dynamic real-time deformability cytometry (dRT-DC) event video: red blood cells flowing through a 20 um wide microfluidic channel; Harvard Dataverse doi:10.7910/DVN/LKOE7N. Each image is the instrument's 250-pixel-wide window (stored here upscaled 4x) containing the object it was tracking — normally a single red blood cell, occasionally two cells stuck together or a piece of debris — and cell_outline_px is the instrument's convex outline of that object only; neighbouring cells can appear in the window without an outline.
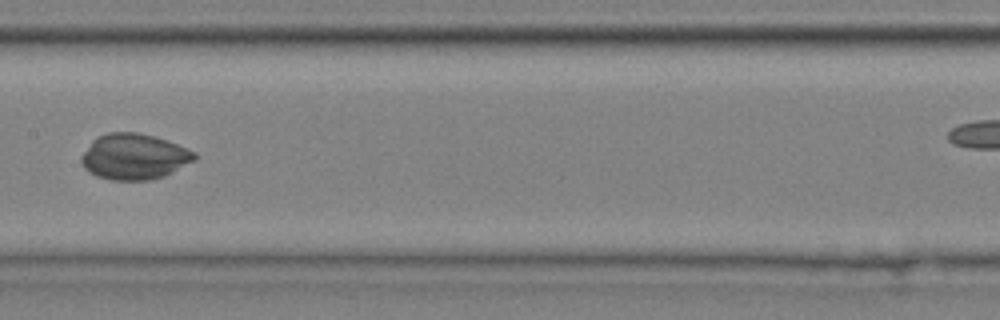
{"species": "common noctule bat (a hibernating species)", "species_latin": "Nyctalus noctula", "temperature_condition": "cold", "stored_images_in_passage": 11, "segment_of_instrument_passage": [1, 2], "camera_frame_rate_fps": 3000, "um_per_image_px": 0.085, "animal": {"sex": "male", "body_mass_g": 20.4}, "frame": {"image": 1, "passage_image": 7, "time_ms": 2.0, "image_size_px": [1000, 320], "cell_outline_px": [[196, 160], [164, 176], [148, 180], [112, 180], [96, 176], [88, 172], [84, 168], [80, 160], [80, 156], [92, 140], [108, 132], [136, 132], [168, 140], [188, 148], [196, 152]], "centroid_in_image_um": [11.4, 13.31], "position_along_channel_um": 196.0, "area_um2": 30.35}}
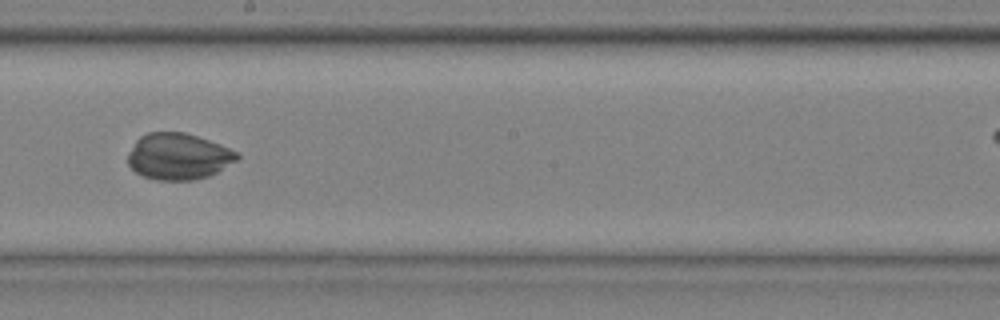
{"frame": {"image": 2, "passage_image": 8, "time_ms": 2.333, "image_size_px": [1000, 320], "cell_outline_px": [[240, 156], [236, 160], [216, 172], [208, 176], [192, 180], [156, 180], [144, 176], [136, 172], [128, 164], [128, 152], [136, 140], [140, 136], [148, 132], [184, 132], [220, 144], [240, 152]], "centroid_in_image_um": [15.15, 13.29], "position_along_channel_um": 233.0, "area_um2": 29.42}}
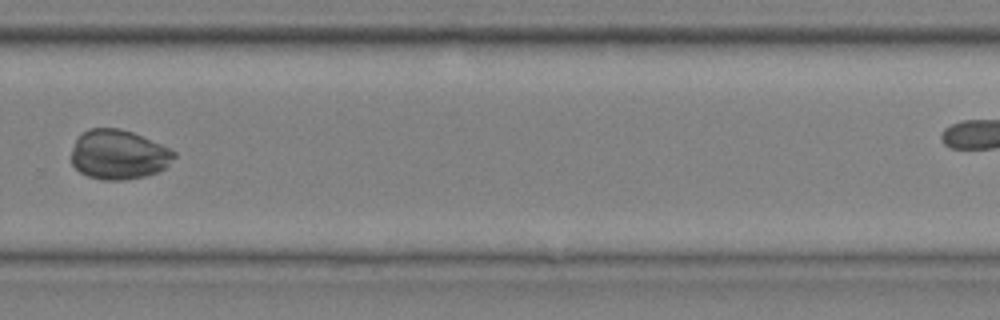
{"frame": {"image": 3, "passage_image": 10, "time_ms": 3.0, "image_size_px": [1000, 320], "cell_outline_px": [[176, 156], [164, 168], [148, 176], [124, 180], [100, 180], [88, 176], [80, 172], [72, 164], [72, 148], [76, 140], [88, 128], [120, 128], [132, 132], [160, 144], [176, 152]], "centroid_in_image_um": [10.07, 13.15], "position_along_channel_um": 319.7, "area_um2": 29.54}}